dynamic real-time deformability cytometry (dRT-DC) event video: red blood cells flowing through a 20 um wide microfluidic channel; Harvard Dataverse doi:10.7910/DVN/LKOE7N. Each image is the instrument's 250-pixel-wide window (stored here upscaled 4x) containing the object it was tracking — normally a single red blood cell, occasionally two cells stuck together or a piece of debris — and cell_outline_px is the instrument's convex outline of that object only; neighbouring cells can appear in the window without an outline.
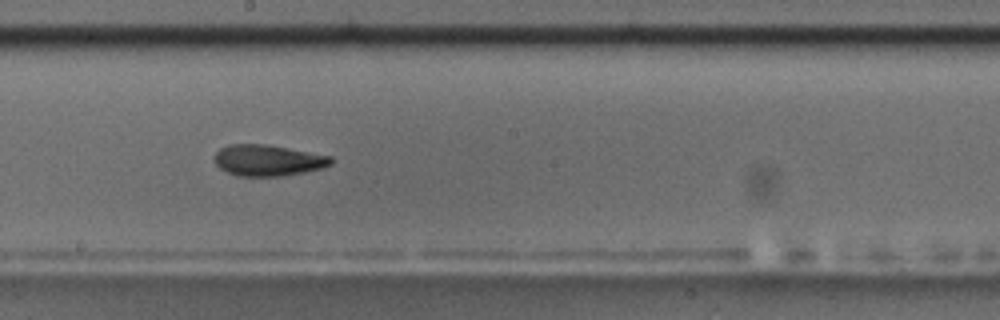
{"species": "common noctule bat (a hibernating species)", "species_latin": "Nyctalus noctula", "temperature_condition": "room temperature", "stored_images_in_passage": 46, "camera_frame_rate_fps": 3000, "um_per_image_px": 0.085, "animal": {"sex": "male", "body_mass_g": 17.5, "forearm_length_mm": 52.3}, "frame": {"image": 1, "passage_image": 20, "time_ms": 6.333, "image_size_px": [1000, 320], "cell_outline_px": [[332, 164], [324, 168], [284, 176], [236, 176], [220, 168], [216, 164], [216, 152], [220, 148], [228, 144], [264, 144], [332, 156]], "centroid_in_image_um": [22.79, 13.63], "position_along_channel_um": 225.4, "area_um2": 21.1}, "authors_computed_cell_mechanics": {"area_um2": 21.4149, "velocity_mm_per_s": 3.6355, "shape_relaxation_time_tau1_ms": 4.4533, "shape_relaxation_time_tau2_ms": 3.4872, "deformation_change_tau1": 0.1607, "deformation_change_tau2": 0.1208}}